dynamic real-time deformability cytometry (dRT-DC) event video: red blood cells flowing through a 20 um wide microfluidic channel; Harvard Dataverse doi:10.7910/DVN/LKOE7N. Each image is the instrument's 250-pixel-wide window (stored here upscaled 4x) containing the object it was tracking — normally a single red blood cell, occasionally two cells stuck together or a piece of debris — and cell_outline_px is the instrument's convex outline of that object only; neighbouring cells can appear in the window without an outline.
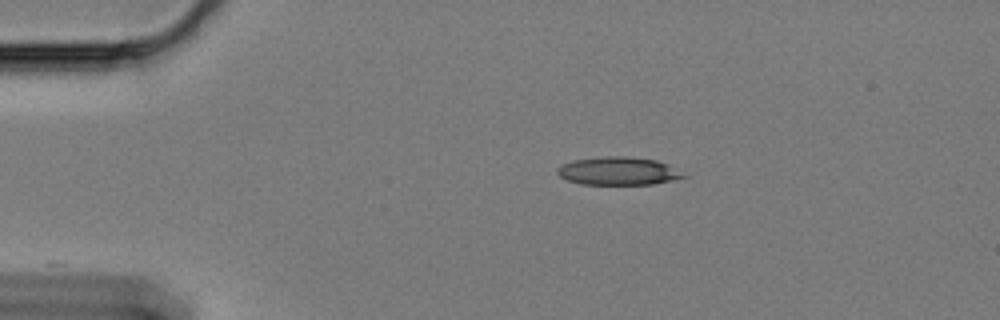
{"species": "Egyptian fruit bat (a non-hibernating species)", "species_latin": "Rousettus aegyptiacus", "temperature_condition": "cold", "stored_images_in_passage": 17, "camera_frame_rate_fps": 3000, "um_per_image_px": 0.085, "animal": {"sex": "female"}, "frame": {"image": 1, "passage_image": 1, "time_ms": 0.0, "image_size_px": [1000, 320], "cell_outline_px": [[688, 176], [672, 180], [652, 184], [580, 184], [568, 180], [560, 176], [556, 172], [556, 168], [560, 164], [572, 160], [604, 156], [628, 156], [656, 160], [668, 164]], "centroid_in_image_um": [52.51, 14.53], "position_along_channel_um": 32.5, "area_um2": 20.69}}
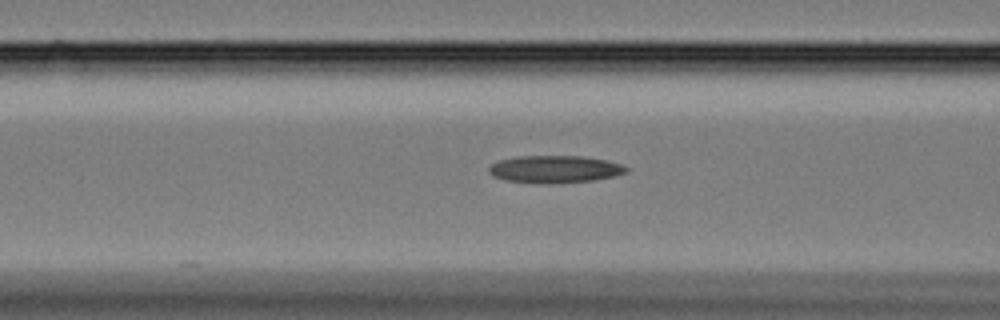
{"frame": {"image": 2, "passage_image": 13, "time_ms": 4.0, "image_size_px": [1000, 320], "cell_outline_px": [[628, 168], [624, 172], [612, 176], [596, 180], [548, 184], [540, 184], [504, 180], [492, 176], [488, 172], [488, 168], [492, 164], [500, 160], [516, 156], [580, 156], [604, 160], [620, 164]], "centroid_in_image_um": [47.08, 14.39], "position_along_channel_um": 119.5, "area_um2": 21.85}}
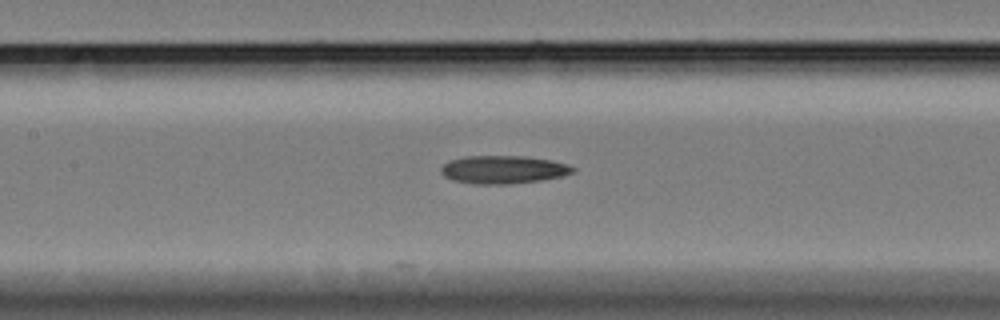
{"frame": {"image": 3, "passage_image": 17, "time_ms": 5.333, "image_size_px": [1000, 320], "cell_outline_px": [[576, 172], [564, 176], [540, 180], [512, 184], [472, 184], [452, 180], [444, 176], [440, 172], [440, 168], [444, 164], [452, 160], [464, 156], [524, 156], [552, 160], [568, 164], [576, 168]], "centroid_in_image_um": [42.81, 14.42], "position_along_channel_um": 164.6, "area_um2": 21.79}}